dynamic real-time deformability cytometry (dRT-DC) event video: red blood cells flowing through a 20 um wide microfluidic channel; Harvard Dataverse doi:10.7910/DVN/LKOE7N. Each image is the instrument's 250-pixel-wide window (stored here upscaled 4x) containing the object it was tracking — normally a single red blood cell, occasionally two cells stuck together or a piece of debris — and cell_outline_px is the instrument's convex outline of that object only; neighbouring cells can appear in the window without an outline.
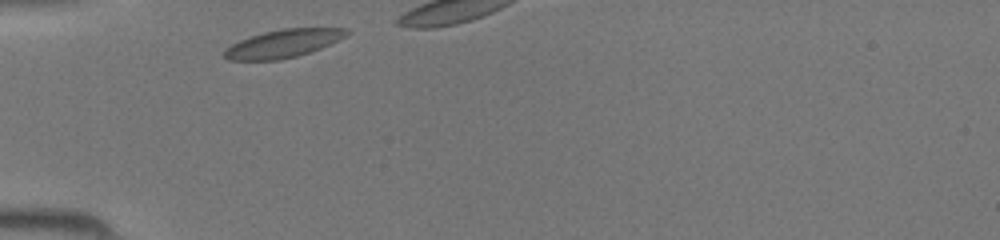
{"species": "common noctule bat (a hibernating species)", "species_latin": "Nyctalus noctula", "temperature_condition": "room temperature", "stored_images_in_passage": 6, "camera_frame_rate_fps": 3000, "um_per_image_px": 0.085, "animal": {"sex": "female", "body_mass_g": 19.5, "forearm_length_mm": 54.1}, "frame": {"image": 1, "passage_image": 1, "time_ms": 0.0, "image_size_px": [1000, 240], "cell_outline_px": [[352, 32], [320, 48], [296, 56], [280, 60], [228, 60], [224, 56], [224, 52], [232, 44], [240, 40], [264, 32], [284, 28], [348, 28]], "centroid_in_image_um": [24.08, 3.69], "position_along_channel_um": 60.9, "area_um2": 19.59}}